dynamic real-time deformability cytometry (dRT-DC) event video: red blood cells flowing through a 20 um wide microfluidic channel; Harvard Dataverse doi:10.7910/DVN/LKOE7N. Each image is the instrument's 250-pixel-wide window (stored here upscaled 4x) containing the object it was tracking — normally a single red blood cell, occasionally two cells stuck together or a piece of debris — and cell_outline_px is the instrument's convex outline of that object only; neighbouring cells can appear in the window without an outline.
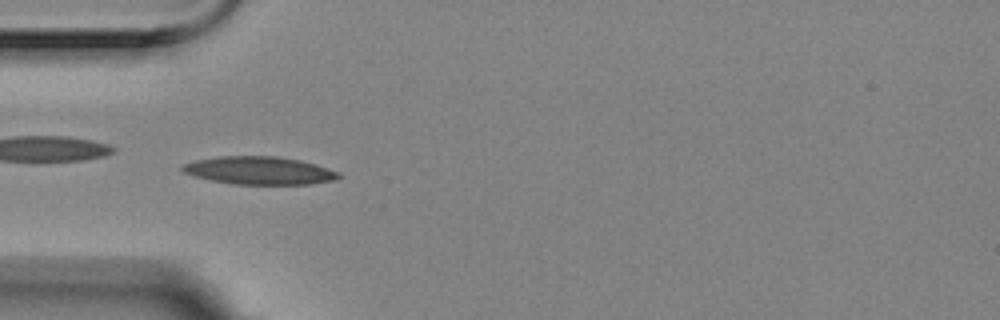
{"species": "Egyptian fruit bat (a non-hibernating species)", "species_latin": "Rousettus aegyptiacus", "temperature_condition": "room temperature", "stored_images_in_passage": 6, "camera_frame_rate_fps": 3000, "um_per_image_px": 0.085, "animal": {"sex": "female"}, "frame": {"image": 1, "passage_image": 6, "time_ms": 1.667, "image_size_px": [1000, 320], "cell_outline_px": [[340, 176], [336, 180], [308, 184], [236, 184], [212, 180], [196, 176], [184, 172], [180, 168], [184, 164], [196, 160], [220, 156], [276, 156], [300, 160], [316, 164], [340, 172]], "centroid_in_image_um": [22.08, 14.49], "position_along_channel_um": 62.9, "area_um2": 25.2}}